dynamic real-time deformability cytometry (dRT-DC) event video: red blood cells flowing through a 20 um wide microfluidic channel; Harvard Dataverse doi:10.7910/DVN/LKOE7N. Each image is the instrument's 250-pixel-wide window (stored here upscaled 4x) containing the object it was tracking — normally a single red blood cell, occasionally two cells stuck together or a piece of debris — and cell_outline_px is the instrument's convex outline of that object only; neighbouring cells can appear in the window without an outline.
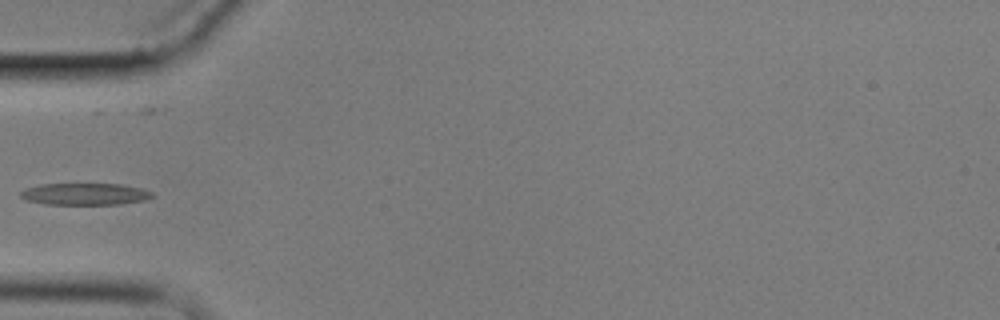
{"species": "common noctule bat (a hibernating species)", "species_latin": "Nyctalus noctula", "temperature_condition": "cold", "stored_images_in_passage": 11, "camera_frame_rate_fps": 3000, "um_per_image_px": 0.085, "animal": {"sex": "male", "body_mass_g": 17.9}, "frame": {"image": 1, "passage_image": 5, "time_ms": 5.667, "image_size_px": [1000, 320], "cell_outline_px": [[156, 196], [144, 200], [120, 204], [44, 204], [24, 200], [20, 196], [20, 192], [28, 188], [40, 184], [120, 184], [140, 188], [152, 192]], "centroid_in_image_um": [7.22, 16.5], "position_along_channel_um": 77.8, "area_um2": 16.7}}
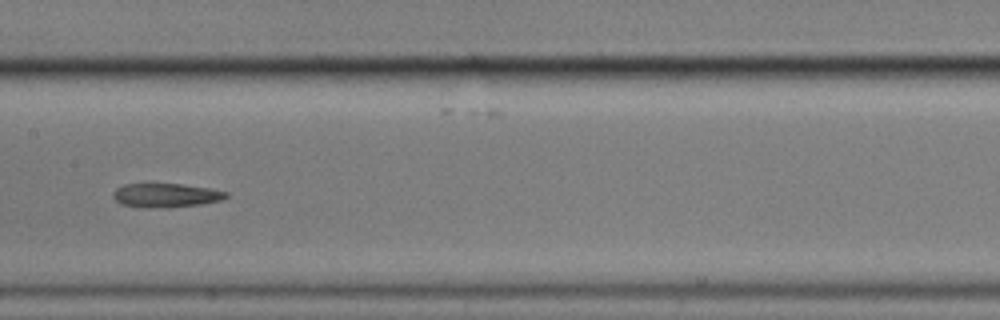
{"frame": {"image": 2, "passage_image": 8, "time_ms": 9.0, "image_size_px": [1000, 320], "cell_outline_px": [[228, 196], [220, 200], [200, 204], [168, 208], [144, 208], [120, 204], [112, 196], [112, 192], [116, 188], [124, 184], [180, 184], [208, 188], [228, 192]], "centroid_in_image_um": [14.05, 16.61], "position_along_channel_um": 193.4, "area_um2": 15.84}}
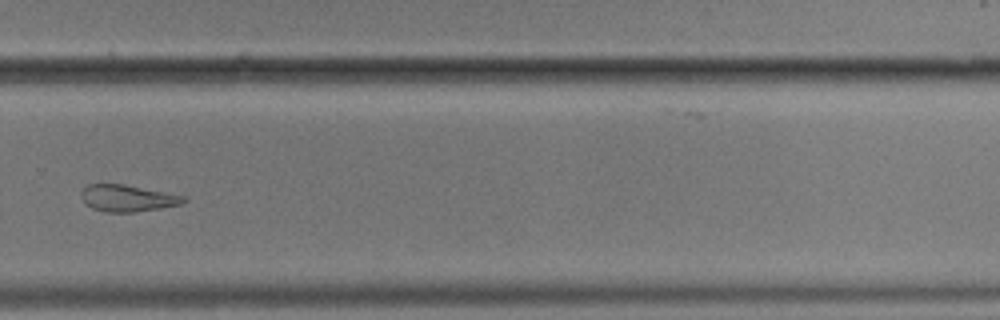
{"frame": {"image": 3, "passage_image": 11, "time_ms": 12.667, "image_size_px": [1000, 320], "cell_outline_px": [[188, 200], [180, 204], [160, 208], [132, 212], [108, 212], [92, 208], [84, 204], [80, 196], [80, 192], [88, 184], [124, 184], [184, 196]], "centroid_in_image_um": [10.79, 16.84], "position_along_channel_um": 319.0, "area_um2": 15.84}}